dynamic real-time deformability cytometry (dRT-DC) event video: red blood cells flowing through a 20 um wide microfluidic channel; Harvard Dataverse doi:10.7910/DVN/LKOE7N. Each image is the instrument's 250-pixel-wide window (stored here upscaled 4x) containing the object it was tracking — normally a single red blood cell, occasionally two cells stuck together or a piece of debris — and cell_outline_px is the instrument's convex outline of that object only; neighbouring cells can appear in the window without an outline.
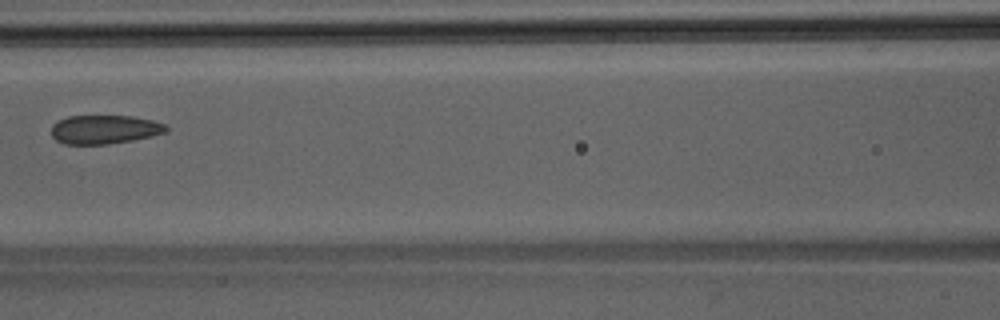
{"species": "Egyptian fruit bat (a non-hibernating species)", "species_latin": "Rousettus aegyptiacus", "temperature_condition": "room temperature", "stored_images_in_passage": 5, "camera_frame_rate_fps": 3000, "um_per_image_px": 0.085, "animal": {"sex": "male"}, "frame": {"image": 1, "passage_image": 5, "time_ms": 1.333, "image_size_px": [1000, 320], "cell_outline_px": [[168, 132], [152, 136], [132, 140], [108, 144], [64, 144], [56, 140], [52, 136], [52, 124], [68, 116], [132, 116], [152, 120], [164, 124], [168, 128]], "centroid_in_image_um": [8.89, 11.0], "position_along_channel_um": 157.7, "area_um2": 19.25}}